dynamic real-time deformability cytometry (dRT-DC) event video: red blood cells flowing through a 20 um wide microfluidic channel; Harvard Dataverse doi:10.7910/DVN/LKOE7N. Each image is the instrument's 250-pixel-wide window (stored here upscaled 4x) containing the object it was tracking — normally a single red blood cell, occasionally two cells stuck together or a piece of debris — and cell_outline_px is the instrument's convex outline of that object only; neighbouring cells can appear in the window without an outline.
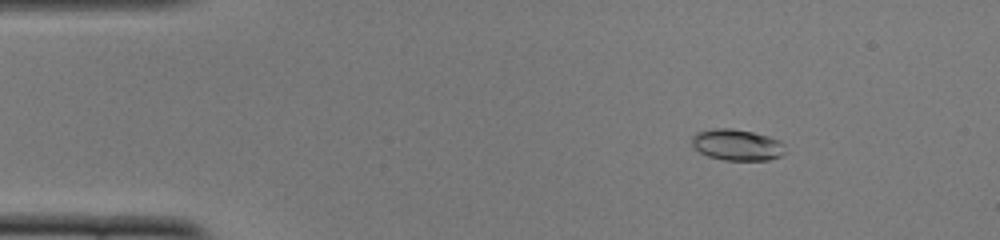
{"species": "common noctule bat (a hibernating species)", "species_latin": "Nyctalus noctula", "temperature_condition": "cold", "stored_images_in_passage": 14, "camera_frame_rate_fps": 3000, "um_per_image_px": 0.085, "animal": {"sex": "female", "body_mass_g": 22.0, "forearm_length_mm": 56.7}, "frame": {"image": 1, "passage_image": 8, "time_ms": 2.333, "image_size_px": [1000, 240], "cell_outline_px": [[784, 152], [780, 156], [768, 160], [724, 160], [708, 156], [700, 152], [692, 144], [692, 136], [696, 132], [712, 128], [732, 128], [752, 132], [768, 136], [780, 140], [784, 144]], "centroid_in_image_um": [62.64, 12.3], "position_along_channel_um": 22.4, "area_um2": 16.99}}